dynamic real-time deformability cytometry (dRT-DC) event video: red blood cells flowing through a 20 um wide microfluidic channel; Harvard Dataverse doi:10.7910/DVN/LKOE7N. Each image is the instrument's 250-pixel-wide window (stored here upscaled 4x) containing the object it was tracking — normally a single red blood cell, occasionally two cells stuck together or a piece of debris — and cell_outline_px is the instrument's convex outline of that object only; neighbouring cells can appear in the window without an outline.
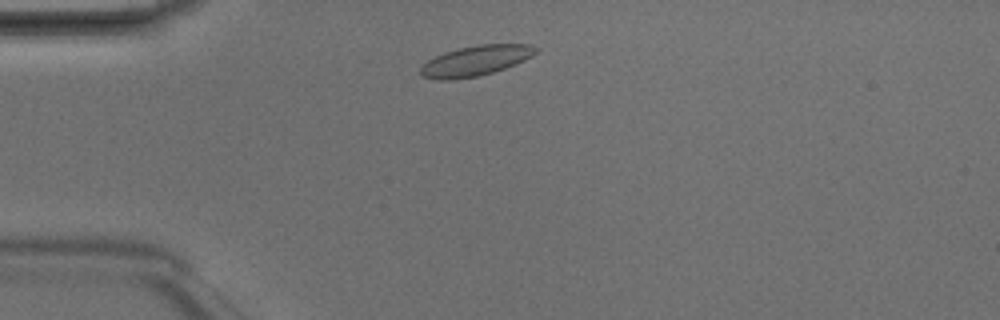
{"species": "Egyptian fruit bat (a non-hibernating species)", "species_latin": "Rousettus aegyptiacus", "temperature_condition": "room temperature", "stored_images_in_passage": 1, "camera_frame_rate_fps": 3000, "um_per_image_px": 0.085, "animal": {"sex": "male"}, "frame": {"image": 1, "passage_image": 1, "time_ms": 0.0, "image_size_px": [1000, 320], "cell_outline_px": [[540, 48], [532, 56], [516, 64], [492, 72], [476, 76], [448, 80], [440, 80], [424, 76], [420, 72], [420, 68], [428, 60], [444, 52], [476, 44], [528, 44]], "centroid_in_image_um": [40.45, 5.14], "position_along_channel_um": 44.5, "area_um2": 20.06}}